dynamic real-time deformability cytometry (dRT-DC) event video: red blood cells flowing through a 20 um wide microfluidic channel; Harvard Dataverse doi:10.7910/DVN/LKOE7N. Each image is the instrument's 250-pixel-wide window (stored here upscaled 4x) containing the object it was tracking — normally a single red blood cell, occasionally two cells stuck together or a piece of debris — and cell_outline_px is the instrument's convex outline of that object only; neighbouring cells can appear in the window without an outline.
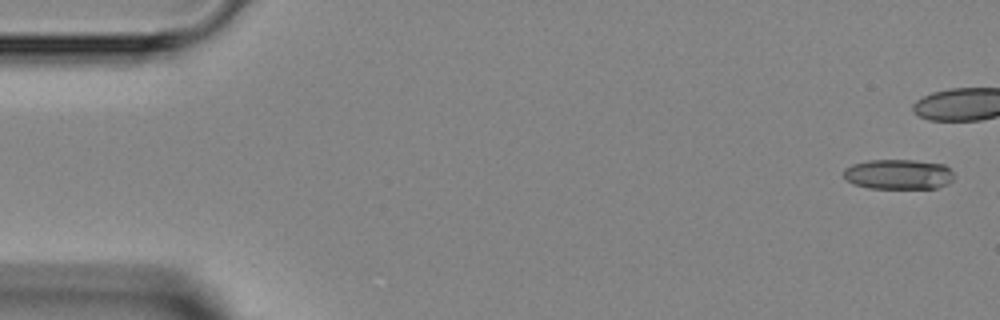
{"species": "Egyptian fruit bat (a non-hibernating species)", "species_latin": "Rousettus aegyptiacus", "temperature_condition": "room temperature", "stored_images_in_passage": 3, "camera_frame_rate_fps": 3000, "um_per_image_px": 0.085, "animal": {"sex": "female"}, "frame": {"image": 1, "passage_image": 1, "time_ms": 0.0, "image_size_px": [1000, 320], "cell_outline_px": [[956, 176], [948, 184], [936, 188], [868, 188], [852, 184], [844, 176], [844, 168], [852, 164], [868, 160], [916, 160], [944, 164]], "centroid_in_image_um": [76.38, 14.81], "position_along_channel_um": 8.6, "area_um2": 19.48}}